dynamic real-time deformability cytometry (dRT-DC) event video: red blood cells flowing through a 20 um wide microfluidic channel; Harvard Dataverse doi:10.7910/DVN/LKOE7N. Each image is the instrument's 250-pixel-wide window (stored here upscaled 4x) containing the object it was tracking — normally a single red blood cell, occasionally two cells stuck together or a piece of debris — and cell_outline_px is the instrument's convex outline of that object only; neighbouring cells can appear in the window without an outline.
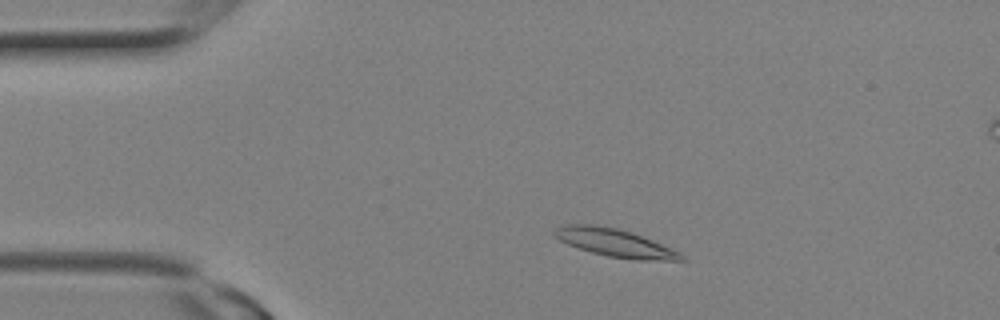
{"species": "Egyptian fruit bat (a non-hibernating species)", "species_latin": "Rousettus aegyptiacus", "temperature_condition": "room temperature", "stored_images_in_passage": 7, "camera_frame_rate_fps": 3000, "um_per_image_px": 0.085, "animal": {"sex": "female"}, "frame": {"image": 1, "passage_image": 3, "time_ms": 0.667, "image_size_px": [1000, 320], "cell_outline_px": [[688, 260], [632, 260], [608, 256], [592, 252], [568, 244], [552, 236], [552, 232], [556, 228], [564, 224], [596, 224], [616, 228], [632, 232], [672, 248], [680, 252]], "centroid_in_image_um": [52.26, 20.63], "position_along_channel_um": 32.7, "area_um2": 20.69}}
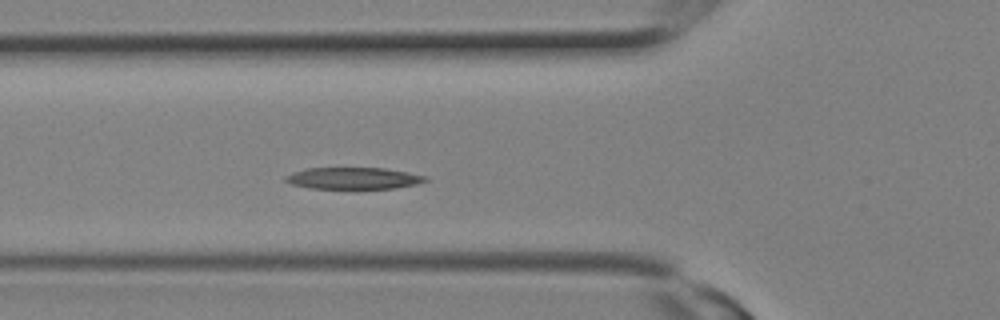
{"frame": {"image": 2, "passage_image": 7, "time_ms": 2.0, "image_size_px": [1000, 320], "cell_outline_px": [[428, 180], [416, 184], [396, 188], [308, 188], [292, 184], [284, 180], [284, 176], [292, 172], [304, 168], [384, 168], [408, 172], [428, 176]], "centroid_in_image_um": [30.03, 15.14], "position_along_channel_um": 95.8, "area_um2": 17.69}}